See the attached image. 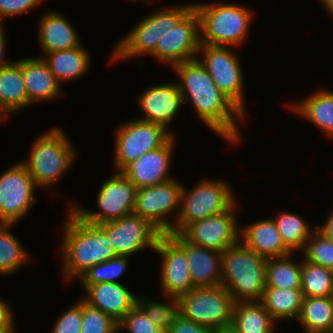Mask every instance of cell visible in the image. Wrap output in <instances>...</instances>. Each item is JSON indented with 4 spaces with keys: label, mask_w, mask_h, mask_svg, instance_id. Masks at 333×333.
Here are the masks:
<instances>
[{
    "label": "cell",
    "mask_w": 333,
    "mask_h": 333,
    "mask_svg": "<svg viewBox=\"0 0 333 333\" xmlns=\"http://www.w3.org/2000/svg\"><path fill=\"white\" fill-rule=\"evenodd\" d=\"M184 104L190 101L197 118L212 132L230 144L239 143L241 133L237 123L245 113L214 83L198 58L174 66Z\"/></svg>",
    "instance_id": "1"
},
{
    "label": "cell",
    "mask_w": 333,
    "mask_h": 333,
    "mask_svg": "<svg viewBox=\"0 0 333 333\" xmlns=\"http://www.w3.org/2000/svg\"><path fill=\"white\" fill-rule=\"evenodd\" d=\"M61 243L63 277L78 279L89 268L116 257L106 234L95 224L85 222L70 207Z\"/></svg>",
    "instance_id": "2"
},
{
    "label": "cell",
    "mask_w": 333,
    "mask_h": 333,
    "mask_svg": "<svg viewBox=\"0 0 333 333\" xmlns=\"http://www.w3.org/2000/svg\"><path fill=\"white\" fill-rule=\"evenodd\" d=\"M266 262L241 241L222 253V285L235 302L260 301L266 289Z\"/></svg>",
    "instance_id": "3"
},
{
    "label": "cell",
    "mask_w": 333,
    "mask_h": 333,
    "mask_svg": "<svg viewBox=\"0 0 333 333\" xmlns=\"http://www.w3.org/2000/svg\"><path fill=\"white\" fill-rule=\"evenodd\" d=\"M199 17L200 44L237 47L248 36L252 12L235 3H195Z\"/></svg>",
    "instance_id": "4"
},
{
    "label": "cell",
    "mask_w": 333,
    "mask_h": 333,
    "mask_svg": "<svg viewBox=\"0 0 333 333\" xmlns=\"http://www.w3.org/2000/svg\"><path fill=\"white\" fill-rule=\"evenodd\" d=\"M77 152L60 127L40 134L32 143L29 159L21 162L37 188H50L70 169Z\"/></svg>",
    "instance_id": "5"
},
{
    "label": "cell",
    "mask_w": 333,
    "mask_h": 333,
    "mask_svg": "<svg viewBox=\"0 0 333 333\" xmlns=\"http://www.w3.org/2000/svg\"><path fill=\"white\" fill-rule=\"evenodd\" d=\"M193 4L162 8L143 17L115 44L109 64L118 60H129L132 57L150 56L155 51L161 36L173 29L193 9Z\"/></svg>",
    "instance_id": "6"
},
{
    "label": "cell",
    "mask_w": 333,
    "mask_h": 333,
    "mask_svg": "<svg viewBox=\"0 0 333 333\" xmlns=\"http://www.w3.org/2000/svg\"><path fill=\"white\" fill-rule=\"evenodd\" d=\"M236 203L233 190L226 181L203 178L190 190L181 193L180 211L169 233L181 234L190 224L221 214Z\"/></svg>",
    "instance_id": "7"
},
{
    "label": "cell",
    "mask_w": 333,
    "mask_h": 333,
    "mask_svg": "<svg viewBox=\"0 0 333 333\" xmlns=\"http://www.w3.org/2000/svg\"><path fill=\"white\" fill-rule=\"evenodd\" d=\"M180 314L217 332L231 328L235 301L222 286L194 287L178 297Z\"/></svg>",
    "instance_id": "8"
},
{
    "label": "cell",
    "mask_w": 333,
    "mask_h": 333,
    "mask_svg": "<svg viewBox=\"0 0 333 333\" xmlns=\"http://www.w3.org/2000/svg\"><path fill=\"white\" fill-rule=\"evenodd\" d=\"M114 169L122 172L143 154L161 147L172 134L163 126L133 119L120 124L115 131Z\"/></svg>",
    "instance_id": "9"
},
{
    "label": "cell",
    "mask_w": 333,
    "mask_h": 333,
    "mask_svg": "<svg viewBox=\"0 0 333 333\" xmlns=\"http://www.w3.org/2000/svg\"><path fill=\"white\" fill-rule=\"evenodd\" d=\"M100 187L96 198L98 212L70 203V208L85 222L97 225L133 213L137 188L122 172L112 174Z\"/></svg>",
    "instance_id": "10"
},
{
    "label": "cell",
    "mask_w": 333,
    "mask_h": 333,
    "mask_svg": "<svg viewBox=\"0 0 333 333\" xmlns=\"http://www.w3.org/2000/svg\"><path fill=\"white\" fill-rule=\"evenodd\" d=\"M233 52L230 46L200 44L197 58L217 87L246 114L243 69L241 60Z\"/></svg>",
    "instance_id": "11"
},
{
    "label": "cell",
    "mask_w": 333,
    "mask_h": 333,
    "mask_svg": "<svg viewBox=\"0 0 333 333\" xmlns=\"http://www.w3.org/2000/svg\"><path fill=\"white\" fill-rule=\"evenodd\" d=\"M183 185L177 180H169L154 186L139 188L136 191L133 213L148 220L162 234H168L180 211ZM175 211L174 222L168 215ZM168 219V220H167Z\"/></svg>",
    "instance_id": "12"
},
{
    "label": "cell",
    "mask_w": 333,
    "mask_h": 333,
    "mask_svg": "<svg viewBox=\"0 0 333 333\" xmlns=\"http://www.w3.org/2000/svg\"><path fill=\"white\" fill-rule=\"evenodd\" d=\"M36 185L21 162L11 165L0 175V224H13L24 218L38 202Z\"/></svg>",
    "instance_id": "13"
},
{
    "label": "cell",
    "mask_w": 333,
    "mask_h": 333,
    "mask_svg": "<svg viewBox=\"0 0 333 333\" xmlns=\"http://www.w3.org/2000/svg\"><path fill=\"white\" fill-rule=\"evenodd\" d=\"M97 226L106 234L116 256H132L145 248L155 250L162 233L148 220L131 213Z\"/></svg>",
    "instance_id": "14"
},
{
    "label": "cell",
    "mask_w": 333,
    "mask_h": 333,
    "mask_svg": "<svg viewBox=\"0 0 333 333\" xmlns=\"http://www.w3.org/2000/svg\"><path fill=\"white\" fill-rule=\"evenodd\" d=\"M199 47V17L193 8L173 29L161 36L150 56L173 68L197 58Z\"/></svg>",
    "instance_id": "15"
},
{
    "label": "cell",
    "mask_w": 333,
    "mask_h": 333,
    "mask_svg": "<svg viewBox=\"0 0 333 333\" xmlns=\"http://www.w3.org/2000/svg\"><path fill=\"white\" fill-rule=\"evenodd\" d=\"M235 203L229 210L190 224L181 234L192 244L223 253L240 241Z\"/></svg>",
    "instance_id": "16"
},
{
    "label": "cell",
    "mask_w": 333,
    "mask_h": 333,
    "mask_svg": "<svg viewBox=\"0 0 333 333\" xmlns=\"http://www.w3.org/2000/svg\"><path fill=\"white\" fill-rule=\"evenodd\" d=\"M154 251L161 257L159 282L163 296L178 298L194 288L186 252L169 234L158 238Z\"/></svg>",
    "instance_id": "17"
},
{
    "label": "cell",
    "mask_w": 333,
    "mask_h": 333,
    "mask_svg": "<svg viewBox=\"0 0 333 333\" xmlns=\"http://www.w3.org/2000/svg\"><path fill=\"white\" fill-rule=\"evenodd\" d=\"M175 137L172 135L161 147L143 154L122 171L137 189L158 185L173 179L169 176V169L174 156Z\"/></svg>",
    "instance_id": "18"
},
{
    "label": "cell",
    "mask_w": 333,
    "mask_h": 333,
    "mask_svg": "<svg viewBox=\"0 0 333 333\" xmlns=\"http://www.w3.org/2000/svg\"><path fill=\"white\" fill-rule=\"evenodd\" d=\"M136 100L144 114L140 120L159 124L175 135L168 126L175 120L182 106H185L178 83L170 82L147 87Z\"/></svg>",
    "instance_id": "19"
},
{
    "label": "cell",
    "mask_w": 333,
    "mask_h": 333,
    "mask_svg": "<svg viewBox=\"0 0 333 333\" xmlns=\"http://www.w3.org/2000/svg\"><path fill=\"white\" fill-rule=\"evenodd\" d=\"M186 252L194 287L222 286V253L190 243L182 234L168 233Z\"/></svg>",
    "instance_id": "20"
},
{
    "label": "cell",
    "mask_w": 333,
    "mask_h": 333,
    "mask_svg": "<svg viewBox=\"0 0 333 333\" xmlns=\"http://www.w3.org/2000/svg\"><path fill=\"white\" fill-rule=\"evenodd\" d=\"M81 299L119 322L135 305L138 295L122 283L103 282L88 286Z\"/></svg>",
    "instance_id": "21"
},
{
    "label": "cell",
    "mask_w": 333,
    "mask_h": 333,
    "mask_svg": "<svg viewBox=\"0 0 333 333\" xmlns=\"http://www.w3.org/2000/svg\"><path fill=\"white\" fill-rule=\"evenodd\" d=\"M66 16L57 11L42 13L38 26V39L42 49L41 57L47 53L81 46L80 37Z\"/></svg>",
    "instance_id": "22"
},
{
    "label": "cell",
    "mask_w": 333,
    "mask_h": 333,
    "mask_svg": "<svg viewBox=\"0 0 333 333\" xmlns=\"http://www.w3.org/2000/svg\"><path fill=\"white\" fill-rule=\"evenodd\" d=\"M22 76L28 96V107L60 97L61 85L42 57L22 58Z\"/></svg>",
    "instance_id": "23"
},
{
    "label": "cell",
    "mask_w": 333,
    "mask_h": 333,
    "mask_svg": "<svg viewBox=\"0 0 333 333\" xmlns=\"http://www.w3.org/2000/svg\"><path fill=\"white\" fill-rule=\"evenodd\" d=\"M240 228V241L266 259L293 253L284 244L273 218L259 220Z\"/></svg>",
    "instance_id": "24"
},
{
    "label": "cell",
    "mask_w": 333,
    "mask_h": 333,
    "mask_svg": "<svg viewBox=\"0 0 333 333\" xmlns=\"http://www.w3.org/2000/svg\"><path fill=\"white\" fill-rule=\"evenodd\" d=\"M28 108V96L22 76V58L0 69V113L17 114Z\"/></svg>",
    "instance_id": "25"
},
{
    "label": "cell",
    "mask_w": 333,
    "mask_h": 333,
    "mask_svg": "<svg viewBox=\"0 0 333 333\" xmlns=\"http://www.w3.org/2000/svg\"><path fill=\"white\" fill-rule=\"evenodd\" d=\"M289 107L333 139V90L320 88Z\"/></svg>",
    "instance_id": "26"
},
{
    "label": "cell",
    "mask_w": 333,
    "mask_h": 333,
    "mask_svg": "<svg viewBox=\"0 0 333 333\" xmlns=\"http://www.w3.org/2000/svg\"><path fill=\"white\" fill-rule=\"evenodd\" d=\"M41 57L60 84L85 75L92 59L83 44L76 48L47 53Z\"/></svg>",
    "instance_id": "27"
},
{
    "label": "cell",
    "mask_w": 333,
    "mask_h": 333,
    "mask_svg": "<svg viewBox=\"0 0 333 333\" xmlns=\"http://www.w3.org/2000/svg\"><path fill=\"white\" fill-rule=\"evenodd\" d=\"M230 329L235 333H274L275 321L259 301L235 302Z\"/></svg>",
    "instance_id": "28"
},
{
    "label": "cell",
    "mask_w": 333,
    "mask_h": 333,
    "mask_svg": "<svg viewBox=\"0 0 333 333\" xmlns=\"http://www.w3.org/2000/svg\"><path fill=\"white\" fill-rule=\"evenodd\" d=\"M296 321L304 333H333V297H304Z\"/></svg>",
    "instance_id": "29"
},
{
    "label": "cell",
    "mask_w": 333,
    "mask_h": 333,
    "mask_svg": "<svg viewBox=\"0 0 333 333\" xmlns=\"http://www.w3.org/2000/svg\"><path fill=\"white\" fill-rule=\"evenodd\" d=\"M301 289L266 288L260 303L277 323L299 317L303 303Z\"/></svg>",
    "instance_id": "30"
},
{
    "label": "cell",
    "mask_w": 333,
    "mask_h": 333,
    "mask_svg": "<svg viewBox=\"0 0 333 333\" xmlns=\"http://www.w3.org/2000/svg\"><path fill=\"white\" fill-rule=\"evenodd\" d=\"M294 254L267 259L266 288L301 289L302 260H292Z\"/></svg>",
    "instance_id": "31"
},
{
    "label": "cell",
    "mask_w": 333,
    "mask_h": 333,
    "mask_svg": "<svg viewBox=\"0 0 333 333\" xmlns=\"http://www.w3.org/2000/svg\"><path fill=\"white\" fill-rule=\"evenodd\" d=\"M284 244L293 252L302 251L307 240L316 228L312 229L310 224L301 215L289 211H281L273 218Z\"/></svg>",
    "instance_id": "32"
},
{
    "label": "cell",
    "mask_w": 333,
    "mask_h": 333,
    "mask_svg": "<svg viewBox=\"0 0 333 333\" xmlns=\"http://www.w3.org/2000/svg\"><path fill=\"white\" fill-rule=\"evenodd\" d=\"M13 224H0V276L11 275L31 257L19 239L12 233Z\"/></svg>",
    "instance_id": "33"
},
{
    "label": "cell",
    "mask_w": 333,
    "mask_h": 333,
    "mask_svg": "<svg viewBox=\"0 0 333 333\" xmlns=\"http://www.w3.org/2000/svg\"><path fill=\"white\" fill-rule=\"evenodd\" d=\"M301 291L304 297H333V270L302 259Z\"/></svg>",
    "instance_id": "34"
},
{
    "label": "cell",
    "mask_w": 333,
    "mask_h": 333,
    "mask_svg": "<svg viewBox=\"0 0 333 333\" xmlns=\"http://www.w3.org/2000/svg\"><path fill=\"white\" fill-rule=\"evenodd\" d=\"M164 297L168 302L137 296L136 305L148 316V319L166 333L180 314V305L177 297Z\"/></svg>",
    "instance_id": "35"
},
{
    "label": "cell",
    "mask_w": 333,
    "mask_h": 333,
    "mask_svg": "<svg viewBox=\"0 0 333 333\" xmlns=\"http://www.w3.org/2000/svg\"><path fill=\"white\" fill-rule=\"evenodd\" d=\"M128 258V256H116L110 260L94 265L84 272L78 278V281H80L84 290L88 286L97 283H122L119 282L118 279L127 270Z\"/></svg>",
    "instance_id": "36"
},
{
    "label": "cell",
    "mask_w": 333,
    "mask_h": 333,
    "mask_svg": "<svg viewBox=\"0 0 333 333\" xmlns=\"http://www.w3.org/2000/svg\"><path fill=\"white\" fill-rule=\"evenodd\" d=\"M303 259L333 270V241L317 228L307 240Z\"/></svg>",
    "instance_id": "37"
},
{
    "label": "cell",
    "mask_w": 333,
    "mask_h": 333,
    "mask_svg": "<svg viewBox=\"0 0 333 333\" xmlns=\"http://www.w3.org/2000/svg\"><path fill=\"white\" fill-rule=\"evenodd\" d=\"M81 333H118V322L82 300Z\"/></svg>",
    "instance_id": "38"
},
{
    "label": "cell",
    "mask_w": 333,
    "mask_h": 333,
    "mask_svg": "<svg viewBox=\"0 0 333 333\" xmlns=\"http://www.w3.org/2000/svg\"><path fill=\"white\" fill-rule=\"evenodd\" d=\"M165 333L148 316L135 305L119 322L118 333Z\"/></svg>",
    "instance_id": "39"
},
{
    "label": "cell",
    "mask_w": 333,
    "mask_h": 333,
    "mask_svg": "<svg viewBox=\"0 0 333 333\" xmlns=\"http://www.w3.org/2000/svg\"><path fill=\"white\" fill-rule=\"evenodd\" d=\"M51 333H81L82 327V299L61 314L54 322Z\"/></svg>",
    "instance_id": "40"
},
{
    "label": "cell",
    "mask_w": 333,
    "mask_h": 333,
    "mask_svg": "<svg viewBox=\"0 0 333 333\" xmlns=\"http://www.w3.org/2000/svg\"><path fill=\"white\" fill-rule=\"evenodd\" d=\"M43 0H0V24L4 18H13L36 10Z\"/></svg>",
    "instance_id": "41"
},
{
    "label": "cell",
    "mask_w": 333,
    "mask_h": 333,
    "mask_svg": "<svg viewBox=\"0 0 333 333\" xmlns=\"http://www.w3.org/2000/svg\"><path fill=\"white\" fill-rule=\"evenodd\" d=\"M166 333H218L216 330L197 324L179 314L173 326Z\"/></svg>",
    "instance_id": "42"
},
{
    "label": "cell",
    "mask_w": 333,
    "mask_h": 333,
    "mask_svg": "<svg viewBox=\"0 0 333 333\" xmlns=\"http://www.w3.org/2000/svg\"><path fill=\"white\" fill-rule=\"evenodd\" d=\"M14 311L8 302L0 297V326H14Z\"/></svg>",
    "instance_id": "43"
},
{
    "label": "cell",
    "mask_w": 333,
    "mask_h": 333,
    "mask_svg": "<svg viewBox=\"0 0 333 333\" xmlns=\"http://www.w3.org/2000/svg\"><path fill=\"white\" fill-rule=\"evenodd\" d=\"M3 25L0 24V69L8 64L11 63L10 60H7L6 57H5V51H6V35H5V31L3 30Z\"/></svg>",
    "instance_id": "44"
},
{
    "label": "cell",
    "mask_w": 333,
    "mask_h": 333,
    "mask_svg": "<svg viewBox=\"0 0 333 333\" xmlns=\"http://www.w3.org/2000/svg\"><path fill=\"white\" fill-rule=\"evenodd\" d=\"M316 228L328 239L333 241V208L332 211H330V214L328 215L324 224L321 227L317 226Z\"/></svg>",
    "instance_id": "45"
},
{
    "label": "cell",
    "mask_w": 333,
    "mask_h": 333,
    "mask_svg": "<svg viewBox=\"0 0 333 333\" xmlns=\"http://www.w3.org/2000/svg\"><path fill=\"white\" fill-rule=\"evenodd\" d=\"M321 7L323 6L326 9V12L329 13V16H333V0H319Z\"/></svg>",
    "instance_id": "46"
},
{
    "label": "cell",
    "mask_w": 333,
    "mask_h": 333,
    "mask_svg": "<svg viewBox=\"0 0 333 333\" xmlns=\"http://www.w3.org/2000/svg\"><path fill=\"white\" fill-rule=\"evenodd\" d=\"M0 333H16L15 326H0Z\"/></svg>",
    "instance_id": "47"
},
{
    "label": "cell",
    "mask_w": 333,
    "mask_h": 333,
    "mask_svg": "<svg viewBox=\"0 0 333 333\" xmlns=\"http://www.w3.org/2000/svg\"><path fill=\"white\" fill-rule=\"evenodd\" d=\"M218 333H235L234 331H232L230 328L229 329H225V330H221Z\"/></svg>",
    "instance_id": "48"
},
{
    "label": "cell",
    "mask_w": 333,
    "mask_h": 333,
    "mask_svg": "<svg viewBox=\"0 0 333 333\" xmlns=\"http://www.w3.org/2000/svg\"><path fill=\"white\" fill-rule=\"evenodd\" d=\"M140 1L149 4V2L151 3L152 0H140Z\"/></svg>",
    "instance_id": "49"
},
{
    "label": "cell",
    "mask_w": 333,
    "mask_h": 333,
    "mask_svg": "<svg viewBox=\"0 0 333 333\" xmlns=\"http://www.w3.org/2000/svg\"><path fill=\"white\" fill-rule=\"evenodd\" d=\"M4 119L6 118H4L3 115L0 113V122L4 121Z\"/></svg>",
    "instance_id": "50"
}]
</instances>
